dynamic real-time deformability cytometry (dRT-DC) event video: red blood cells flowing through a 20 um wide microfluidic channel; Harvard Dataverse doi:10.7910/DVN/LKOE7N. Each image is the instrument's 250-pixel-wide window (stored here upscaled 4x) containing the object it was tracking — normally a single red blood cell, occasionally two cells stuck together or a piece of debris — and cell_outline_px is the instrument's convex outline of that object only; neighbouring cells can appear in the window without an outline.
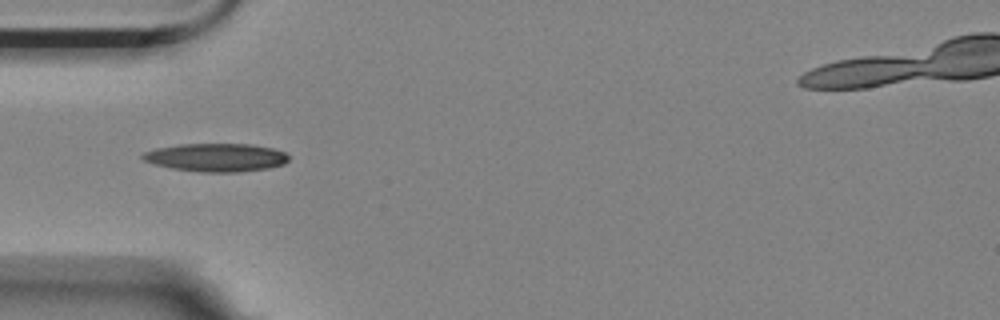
{"species": "Egyptian fruit bat (a non-hibernating species)", "species_latin": "Rousettus aegyptiacus", "temperature_condition": "room temperature", "stored_images_in_passage": 9, "camera_frame_rate_fps": 3000, "um_per_image_px": 0.085, "animal": {"sex": "female"}, "frame": {"image": 1, "passage_image": 3, "time_ms": 0.667, "image_size_px": [1000, 320], "cell_outline_px": [[288, 160], [284, 164], [268, 168], [240, 172], [200, 172], [172, 168], [156, 164], [144, 160], [140, 156], [144, 152], [156, 148], [180, 144], [252, 144], [272, 148], [284, 152], [288, 156]], "centroid_in_image_um": [18.38, 13.38], "position_along_channel_um": 66.6, "area_um2": 23.93}}
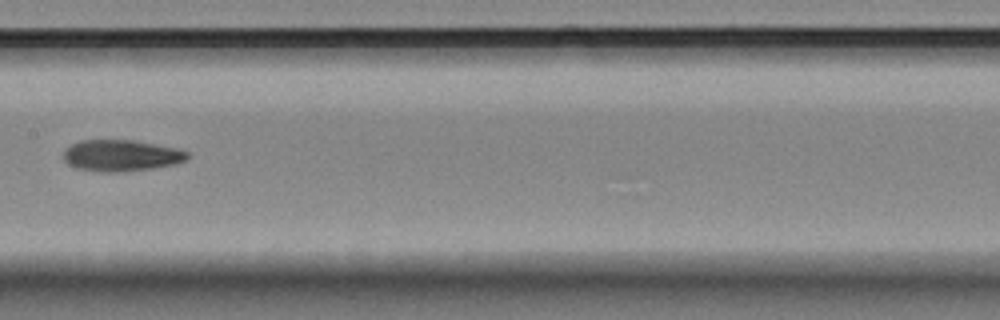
{"frame": {"image": 2, "passage_image": 6, "time_ms": 1.667, "image_size_px": [1000, 320], "cell_outline_px": [[188, 160], [176, 164], [152, 168], [116, 172], [104, 172], [80, 168], [68, 164], [64, 160], [64, 148], [80, 140], [132, 140], [180, 148], [188, 152]], "centroid_in_image_um": [10.34, 13.21], "position_along_channel_um": 197.1, "area_um2": 22.66}}
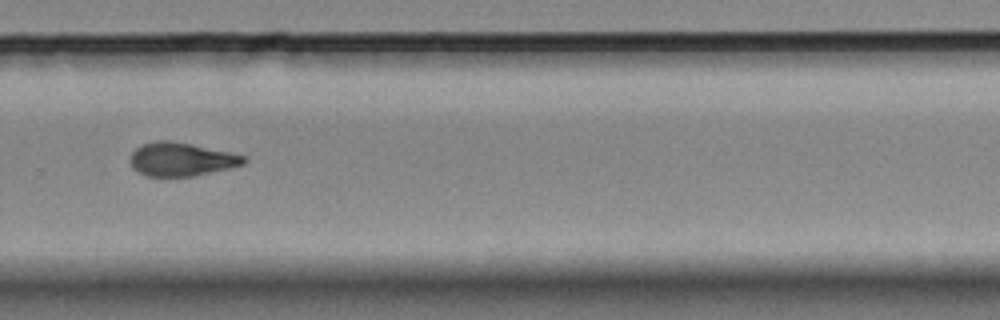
{"frame": {"image": 3, "passage_image": 9, "time_ms": 2.667, "image_size_px": [1000, 320], "cell_outline_px": [[248, 160], [244, 164], [232, 168], [192, 176], [144, 176], [132, 168], [128, 160], [132, 152], [140, 144], [156, 140], [168, 140], [248, 156]], "centroid_in_image_um": [15.38, 13.55], "position_along_channel_um": 314.4, "area_um2": 22.31}}